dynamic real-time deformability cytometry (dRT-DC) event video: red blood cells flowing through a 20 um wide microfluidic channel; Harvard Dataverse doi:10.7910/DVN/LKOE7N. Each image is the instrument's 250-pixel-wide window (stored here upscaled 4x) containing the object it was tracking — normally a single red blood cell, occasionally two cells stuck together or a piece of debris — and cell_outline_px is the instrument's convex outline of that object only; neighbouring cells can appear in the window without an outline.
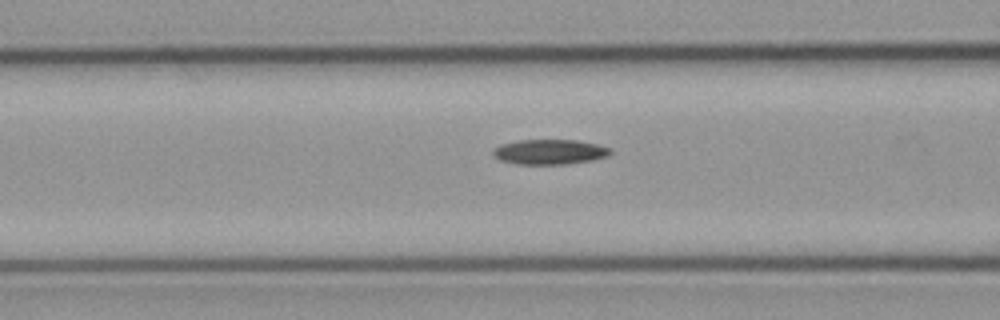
{"species": "common noctule bat (a hibernating species)", "species_latin": "Nyctalus noctula", "temperature_condition": "cold", "stored_images_in_passage": 33, "camera_frame_rate_fps": 3000, "um_per_image_px": 0.085, "animal": {"sex": "male", "body_mass_g": 23.1, "forearm_length_mm": 52.7}, "frame": {"image": 1, "passage_image": 12, "time_ms": 3.667, "image_size_px": [1000, 320], "cell_outline_px": [[612, 152], [608, 156], [592, 160], [568, 164], [516, 164], [500, 160], [492, 156], [492, 152], [500, 144], [520, 140], [576, 140], [596, 144], [612, 148]], "centroid_in_image_um": [46.72, 12.91], "position_along_channel_um": 119.9, "area_um2": 17.17}}
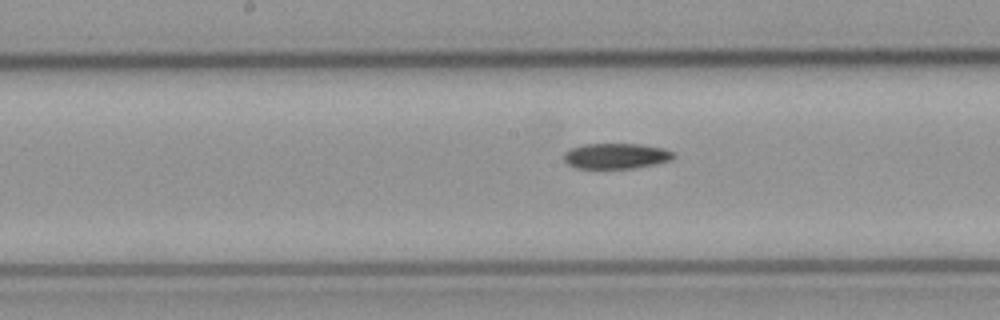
{"frame": {"image": 2, "passage_image": 18, "time_ms": 5.667, "image_size_px": [1000, 320], "cell_outline_px": [[676, 156], [672, 160], [656, 164], [632, 168], [576, 168], [568, 164], [564, 160], [564, 152], [572, 148], [584, 144], [640, 144], [664, 148], [672, 152]], "centroid_in_image_um": [52.38, 13.26], "position_along_channel_um": 195.8, "area_um2": 16.3}}
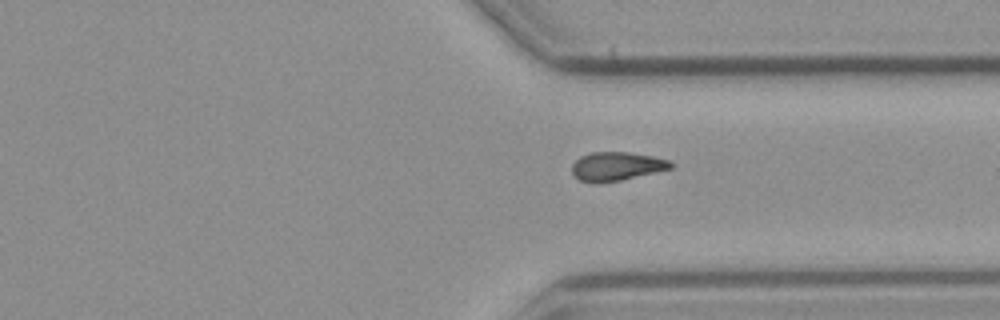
{"frame": {"image": 3, "passage_image": 31, "time_ms": 10.0, "image_size_px": [1000, 320], "cell_outline_px": [[676, 164], [672, 168], [620, 180], [600, 184], [596, 184], [580, 180], [572, 176], [572, 164], [580, 156], [592, 152], [628, 152], [652, 156], [668, 160]], "centroid_in_image_um": [52.37, 14.14], "position_along_channel_um": 359.0, "area_um2": 16.65}}